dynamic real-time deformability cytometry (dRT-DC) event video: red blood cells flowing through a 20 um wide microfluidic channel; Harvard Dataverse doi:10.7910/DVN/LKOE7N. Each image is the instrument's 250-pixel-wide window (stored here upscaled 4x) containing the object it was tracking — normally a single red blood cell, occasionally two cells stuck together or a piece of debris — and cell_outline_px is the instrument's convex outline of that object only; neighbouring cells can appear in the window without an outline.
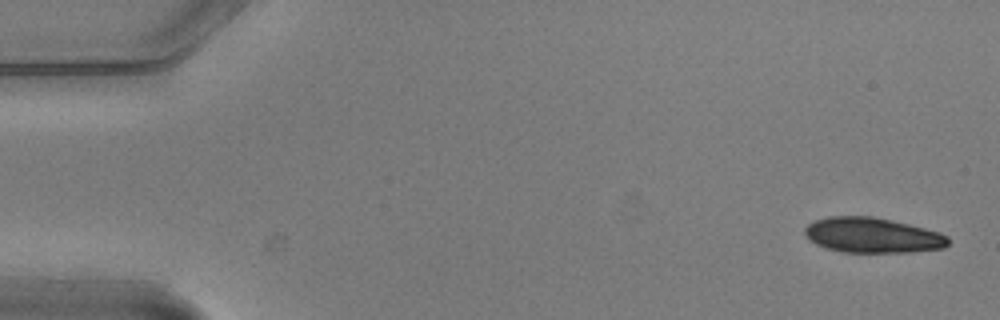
{"species": "common noctule bat (a hibernating species)", "species_latin": "Nyctalus noctula", "temperature_condition": "warm", "stored_images_in_passage": 6, "camera_frame_rate_fps": 3000, "um_per_image_px": 0.085, "animal": {"sex": "male", "body_mass_g": 20.5, "forearm_length_mm": 52.5}, "frame": {"image": 1, "passage_image": 1, "time_ms": 0.0, "image_size_px": [1000, 320], "cell_outline_px": [[948, 244], [944, 248], [908, 252], [844, 252], [828, 248], [816, 244], [808, 240], [804, 232], [804, 228], [808, 224], [816, 220], [828, 216], [872, 216], [892, 220], [940, 232], [948, 236]], "centroid_in_image_um": [74.14, 19.99], "position_along_channel_um": 10.9, "area_um2": 29.36}}